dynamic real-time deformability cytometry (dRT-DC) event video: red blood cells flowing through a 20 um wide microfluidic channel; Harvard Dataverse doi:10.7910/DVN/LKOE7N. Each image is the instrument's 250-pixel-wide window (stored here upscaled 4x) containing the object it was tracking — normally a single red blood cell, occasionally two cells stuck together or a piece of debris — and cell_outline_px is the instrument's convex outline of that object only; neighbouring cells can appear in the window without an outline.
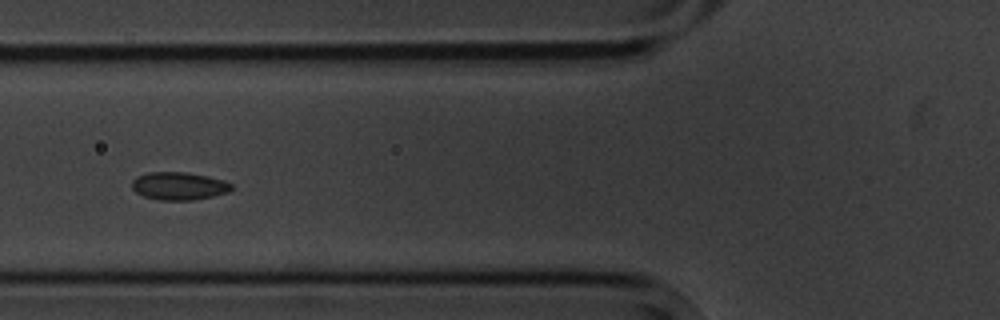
{"species": "common noctule bat (a hibernating species)", "species_latin": "Nyctalus noctula", "temperature_condition": "cold", "stored_images_in_passage": 16, "segment_of_instrument_passage": [1, 2], "camera_frame_rate_fps": 3000, "um_per_image_px": 0.085, "animal": {"sex": "male", "body_mass_g": 20.1, "forearm_length_mm": 53.5}, "frame": {"image": 1, "passage_image": 6, "time_ms": 6.667, "image_size_px": [1000, 320], "cell_outline_px": [[232, 188], [228, 192], [212, 196], [192, 200], [160, 200], [144, 196], [136, 192], [132, 188], [132, 180], [136, 176], [148, 172], [184, 172], [208, 176], [224, 180], [232, 184]], "centroid_in_image_um": [15.19, 15.8], "position_along_channel_um": 110.6, "area_um2": 16.13}}
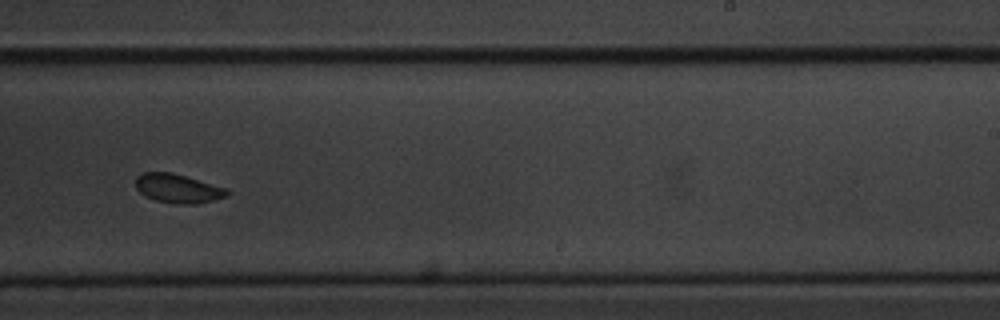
{"frame": {"image": 2, "passage_image": 10, "time_ms": 11.333, "image_size_px": [1000, 320], "cell_outline_px": [[228, 196], [196, 204], [180, 204], [156, 200], [144, 196], [136, 188], [136, 176], [144, 172], [172, 172], [228, 188]], "centroid_in_image_um": [15.12, 16.01], "position_along_channel_um": 273.9, "area_um2": 15.43}}
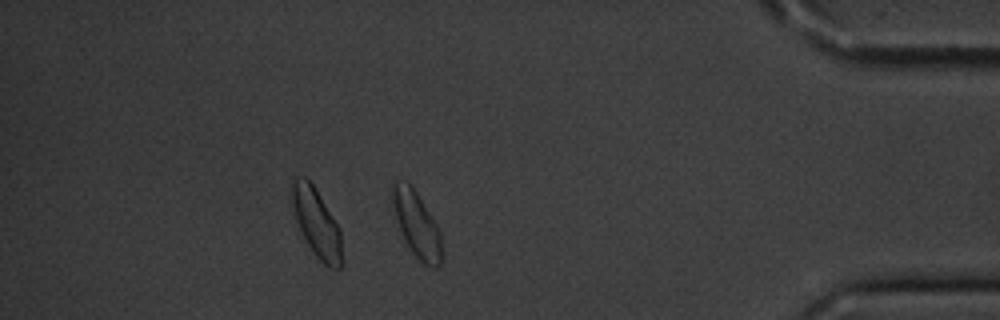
{"frame": {"image": 3, "passage_image": 14, "time_ms": 16.0, "image_size_px": [1000, 320], "cell_outline_px": [[440, 264], [436, 268], [432, 268], [424, 264], [412, 252], [400, 228], [396, 216], [392, 200], [392, 184], [396, 180], [412, 184], [436, 224], [440, 232]], "centroid_in_image_um": [35.41, 19.03], "position_along_channel_um": 399.8, "area_um2": 18.15}}